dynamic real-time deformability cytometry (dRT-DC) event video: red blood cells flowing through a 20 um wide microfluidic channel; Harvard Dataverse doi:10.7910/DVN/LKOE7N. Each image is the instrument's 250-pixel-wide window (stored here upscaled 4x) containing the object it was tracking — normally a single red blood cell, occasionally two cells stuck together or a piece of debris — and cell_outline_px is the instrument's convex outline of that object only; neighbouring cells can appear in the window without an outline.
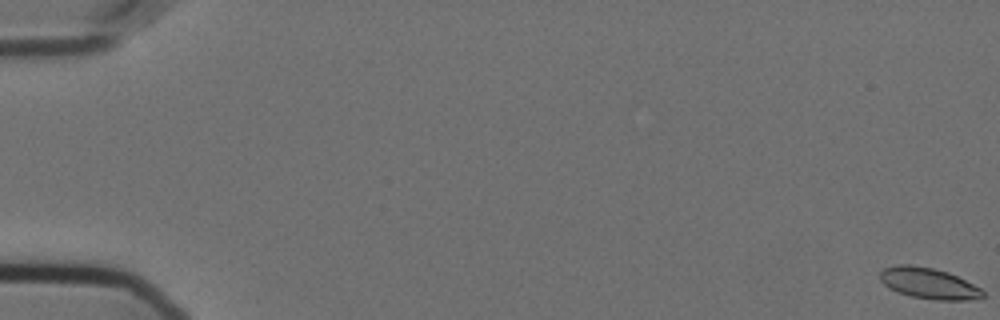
{"species": "Egyptian fruit bat (a non-hibernating species)", "species_latin": "Rousettus aegyptiacus", "temperature_condition": "cold", "stored_images_in_passage": 40, "camera_frame_rate_fps": 3000, "um_per_image_px": 0.085, "animal": {"sex": "female"}, "frame": {"image": 1, "passage_image": 1, "time_ms": 0.0, "image_size_px": [1000, 320], "cell_outline_px": [[984, 296], [972, 300], [936, 300], [912, 296], [888, 288], [880, 280], [880, 272], [884, 268], [896, 264], [908, 264], [932, 268], [948, 272], [980, 288], [984, 292]], "centroid_in_image_um": [78.92, 24.08], "position_along_channel_um": 6.1, "area_um2": 18.38}}
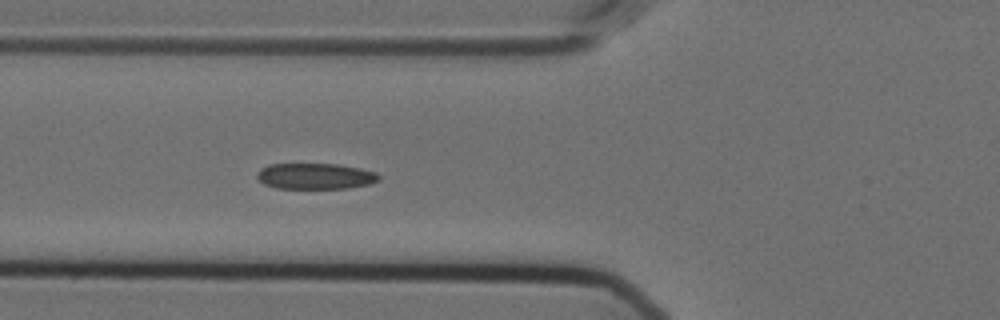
{"frame": {"image": 2, "passage_image": 23, "time_ms": 7.333, "image_size_px": [1000, 320], "cell_outline_px": [[380, 180], [372, 184], [348, 188], [276, 188], [264, 184], [256, 176], [256, 172], [260, 168], [268, 164], [336, 164], [360, 168], [376, 172], [380, 176]], "centroid_in_image_um": [26.81, 14.97], "position_along_channel_um": 99.0, "area_um2": 18.55}}
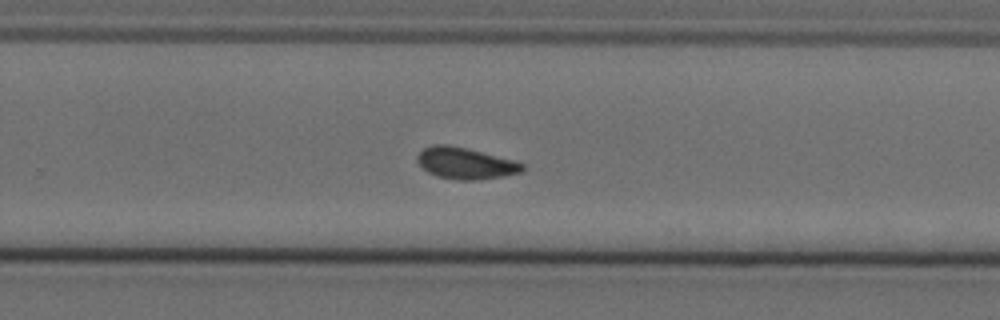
{"frame": {"image": 3, "passage_image": 39, "time_ms": 12.667, "image_size_px": [1000, 320], "cell_outline_px": [[528, 168], [524, 172], [504, 176], [476, 180], [456, 180], [436, 176], [428, 172], [416, 160], [416, 156], [424, 148], [432, 144], [448, 144], [516, 160], [524, 164]], "centroid_in_image_um": [39.61, 13.88], "position_along_channel_um": 290.2, "area_um2": 19.54}}